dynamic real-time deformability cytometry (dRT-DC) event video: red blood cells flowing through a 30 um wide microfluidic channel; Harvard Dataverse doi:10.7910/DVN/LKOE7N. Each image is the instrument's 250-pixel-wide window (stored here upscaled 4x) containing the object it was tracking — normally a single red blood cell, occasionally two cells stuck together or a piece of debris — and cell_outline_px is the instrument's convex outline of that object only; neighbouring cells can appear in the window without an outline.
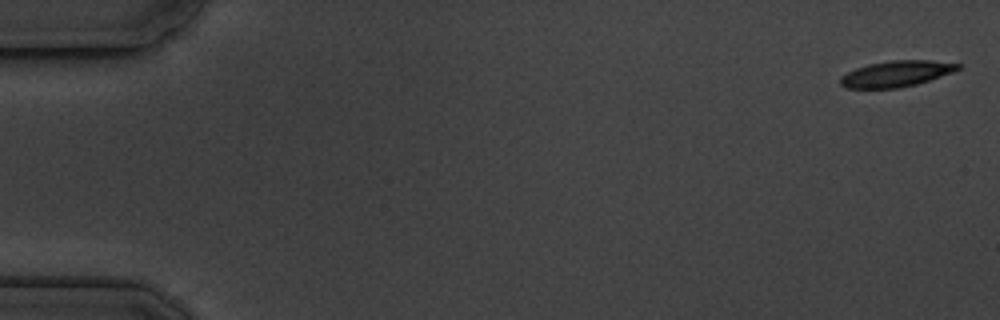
{"species": "common noctule bat (a hibernating species)", "species_latin": "Nyctalus noctula", "temperature_condition": "cold", "stored_images_in_passage": 4, "camera_frame_rate_fps": 3000, "um_per_image_px": 0.085, "animal": {"sex": "male", "body_mass_g": 19.5, "forearm_length_mm": 54.6}, "frame": {"image": 1, "passage_image": 1, "time_ms": 0.0, "image_size_px": [1000, 320], "cell_outline_px": [[964, 68], [916, 84], [900, 88], [844, 88], [840, 84], [840, 76], [856, 68], [868, 64], [892, 60], [932, 60], [964, 64]], "centroid_in_image_um": [76.21, 6.26], "position_along_channel_um": 8.8, "area_um2": 17.92}}